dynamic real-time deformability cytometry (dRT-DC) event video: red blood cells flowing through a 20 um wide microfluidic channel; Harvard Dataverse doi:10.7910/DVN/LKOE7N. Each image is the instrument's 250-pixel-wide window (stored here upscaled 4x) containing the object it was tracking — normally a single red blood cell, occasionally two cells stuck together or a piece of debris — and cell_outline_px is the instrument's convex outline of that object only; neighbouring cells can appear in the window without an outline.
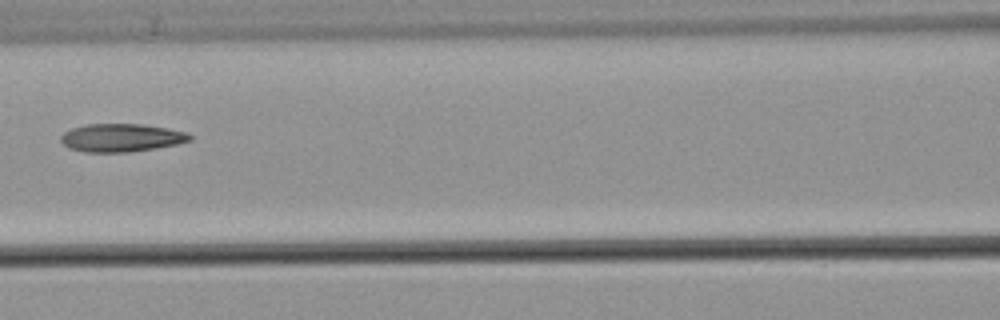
{"species": "common noctule bat (a hibernating species)", "species_latin": "Nyctalus noctula", "temperature_condition": "warm", "stored_images_in_passage": 8, "camera_frame_rate_fps": 3000, "um_per_image_px": 0.085, "animal": {"sex": "male", "body_mass_g": 21.5, "forearm_length_mm": 52.0}, "frame": {"image": 1, "passage_image": 7, "time_ms": 8.0, "image_size_px": [1000, 320], "cell_outline_px": [[192, 140], [176, 144], [156, 148], [128, 152], [84, 152], [68, 148], [60, 140], [60, 136], [64, 132], [72, 128], [88, 124], [144, 124], [168, 128], [184, 132], [192, 136]], "centroid_in_image_um": [10.29, 11.71], "position_along_channel_um": 156.3, "area_um2": 21.1}}